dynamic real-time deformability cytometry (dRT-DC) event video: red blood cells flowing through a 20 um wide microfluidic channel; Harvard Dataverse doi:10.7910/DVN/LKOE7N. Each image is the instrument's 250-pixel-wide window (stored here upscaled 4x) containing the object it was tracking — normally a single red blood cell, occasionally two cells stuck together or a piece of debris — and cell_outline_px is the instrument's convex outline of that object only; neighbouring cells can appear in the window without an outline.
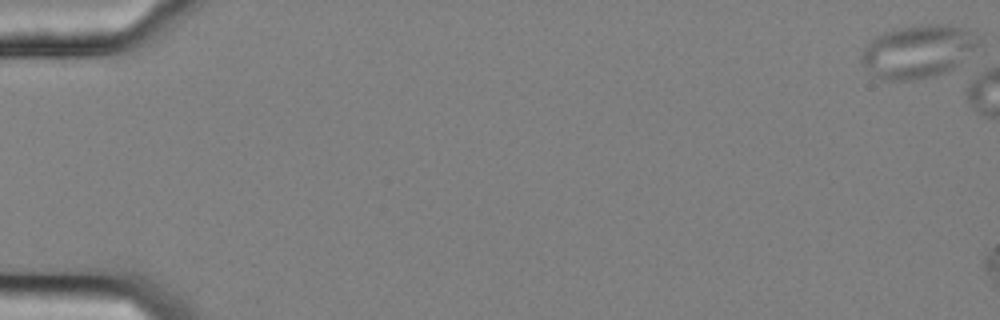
{"species": "common noctule bat (a hibernating species)", "species_latin": "Nyctalus noctula", "temperature_condition": "cold", "stored_images_in_passage": 8, "camera_frame_rate_fps": 3000, "um_per_image_px": 0.085, "animal": {"sex": "female", "body_mass_g": 25.1}, "frame": {"image": 1, "passage_image": 1, "time_ms": 0.0, "image_size_px": [1000, 320], "cell_outline_px": [[980, 44], [952, 68], [944, 72], [932, 76], [912, 80], [880, 80], [872, 76], [860, 60], [860, 56], [864, 48], [876, 36], [892, 28], [920, 24], [948, 24], [976, 28], [980, 36]], "centroid_in_image_um": [78.05, 4.32], "position_along_channel_um": 6.9, "area_um2": 36.82}}